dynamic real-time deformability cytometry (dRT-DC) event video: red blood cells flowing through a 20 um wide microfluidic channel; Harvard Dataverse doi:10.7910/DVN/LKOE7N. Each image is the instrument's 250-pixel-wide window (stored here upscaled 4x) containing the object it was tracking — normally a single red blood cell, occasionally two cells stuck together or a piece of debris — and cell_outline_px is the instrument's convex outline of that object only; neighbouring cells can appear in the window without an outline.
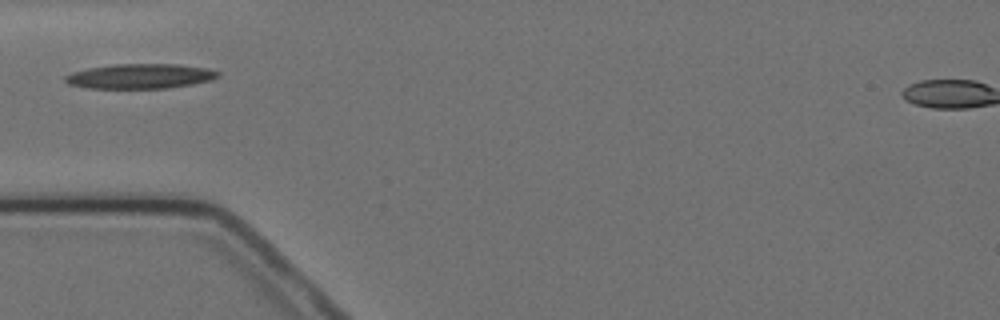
{"species": "Egyptian fruit bat (a non-hibernating species)", "species_latin": "Rousettus aegyptiacus", "temperature_condition": "cold", "stored_images_in_passage": 1, "camera_frame_rate_fps": 3000, "um_per_image_px": 0.085, "animal": {"sex": "female"}, "frame": {"image": 1, "passage_image": 1, "time_ms": 0.0, "image_size_px": [1000, 320], "cell_outline_px": [[220, 76], [208, 80], [192, 84], [168, 88], [88, 88], [68, 84], [64, 80], [64, 76], [72, 72], [88, 68], [116, 64], [176, 64], [208, 68], [220, 72]], "centroid_in_image_um": [11.9, 6.47], "position_along_channel_um": 73.1, "area_um2": 22.02}}